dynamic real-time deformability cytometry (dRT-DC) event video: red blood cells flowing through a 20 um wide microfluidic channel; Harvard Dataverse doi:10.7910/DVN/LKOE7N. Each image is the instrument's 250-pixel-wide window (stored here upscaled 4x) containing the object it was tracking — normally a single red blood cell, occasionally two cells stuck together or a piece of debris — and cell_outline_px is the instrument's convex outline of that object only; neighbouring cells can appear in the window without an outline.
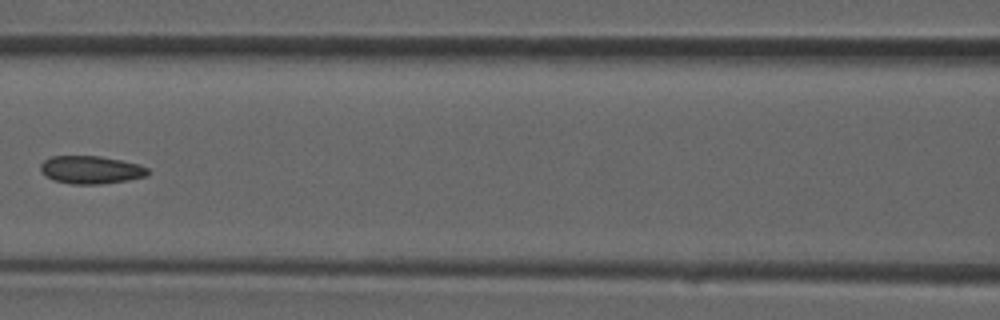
{"species": "common noctule bat (a hibernating species)", "species_latin": "Nyctalus noctula", "temperature_condition": "room temperature", "stored_images_in_passage": 36, "camera_frame_rate_fps": 3000, "um_per_image_px": 0.085, "animal": {"sex": "male", "forearm_length_mm": 52.5}, "frame": {"image": 1, "passage_image": 16, "time_ms": 5.0, "image_size_px": [1000, 320], "cell_outline_px": [[148, 176], [128, 180], [100, 184], [72, 184], [52, 180], [44, 176], [40, 172], [40, 164], [44, 160], [52, 156], [100, 156], [140, 164], [148, 168]], "centroid_in_image_um": [7.7, 14.44], "position_along_channel_um": 158.9, "area_um2": 17.63}}